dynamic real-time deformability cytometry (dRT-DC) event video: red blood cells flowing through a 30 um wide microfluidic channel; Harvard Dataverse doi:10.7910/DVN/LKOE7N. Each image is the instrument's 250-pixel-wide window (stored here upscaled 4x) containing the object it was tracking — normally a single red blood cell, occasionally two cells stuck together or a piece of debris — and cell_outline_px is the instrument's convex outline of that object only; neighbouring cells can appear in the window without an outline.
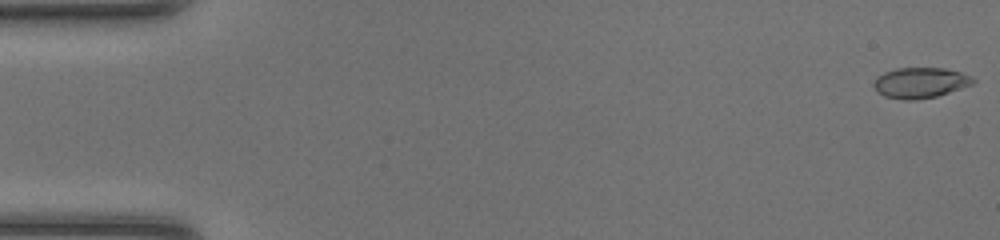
{"species": "common noctule bat (a hibernating species)", "species_latin": "Nyctalus noctula", "temperature_condition": "room temperature", "stored_images_in_passage": 48, "camera_frame_rate_fps": 3000, "um_per_image_px": 0.085, "animal": {"sex": "female", "body_mass_g": 20.0, "forearm_length_mm": 54.0}, "frame": {"image": 1, "passage_image": 1, "time_ms": 0.0, "image_size_px": [1000, 240], "cell_outline_px": [[976, 80], [972, 84], [936, 96], [916, 100], [904, 100], [884, 96], [876, 92], [872, 84], [876, 76], [884, 72], [896, 68], [944, 68], [960, 72], [972, 76]], "centroid_in_image_um": [78.17, 7.03], "position_along_channel_um": 6.8, "area_um2": 17.74}}
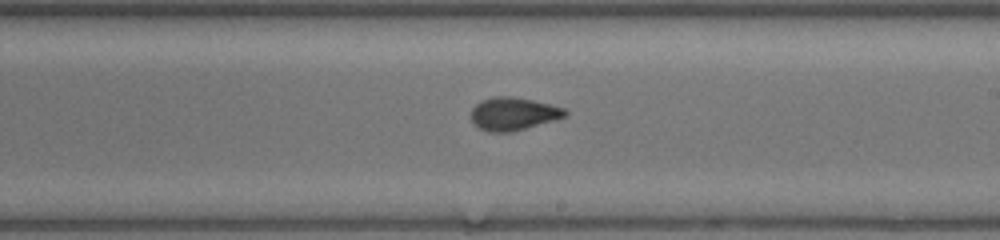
{"frame": {"image": 2, "passage_image": 28, "time_ms": 9.0, "image_size_px": [1000, 240], "cell_outline_px": [[568, 116], [556, 120], [512, 132], [488, 132], [480, 128], [472, 120], [472, 108], [480, 100], [496, 96], [512, 96], [532, 100], [564, 108], [568, 112]], "centroid_in_image_um": [43.66, 9.67], "position_along_channel_um": 245.3, "area_um2": 18.03}}
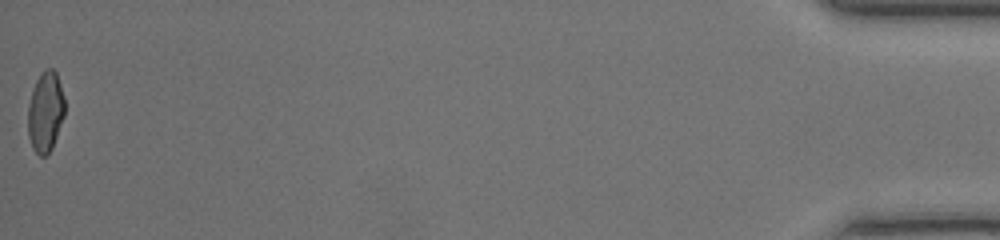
{"frame": {"image": 3, "passage_image": 48, "time_ms": 15.667, "image_size_px": [1000, 240], "cell_outline_px": [[64, 116], [52, 148], [44, 156], [40, 156], [32, 148], [28, 136], [28, 104], [32, 88], [40, 72], [44, 68], [52, 68], [56, 72], [64, 96]], "centroid_in_image_um": [3.85, 9.47], "position_along_channel_um": 431.4, "area_um2": 17.4}, "authors_computed_cell_mechanics": {"area_um2": 17.7735, "velocity_mm_per_s": 4.3482, "shape_relaxation_time_tau1_ms": 5.7529, "shape_relaxation_time_tau2_ms": 0.7723, "deformation_change_tau1": 0.2025, "deformation_change_tau2": 0.0558}}